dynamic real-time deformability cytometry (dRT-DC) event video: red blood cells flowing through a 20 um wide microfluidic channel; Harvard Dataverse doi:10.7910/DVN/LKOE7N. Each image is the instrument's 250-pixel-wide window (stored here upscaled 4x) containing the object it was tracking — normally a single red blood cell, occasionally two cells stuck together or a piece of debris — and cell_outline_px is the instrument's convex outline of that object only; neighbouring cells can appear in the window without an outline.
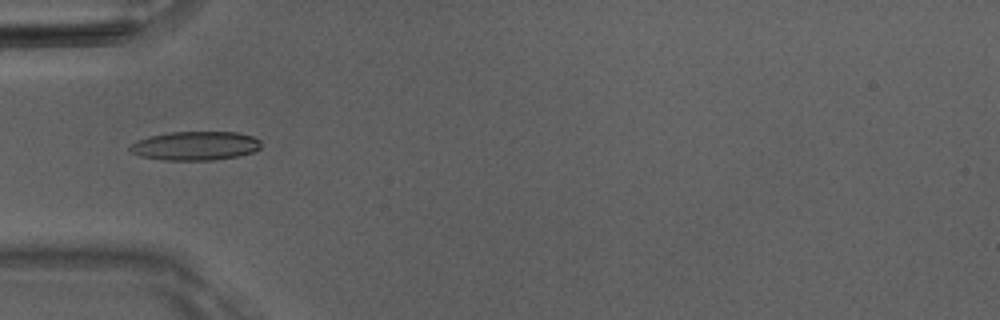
{"species": "Egyptian fruit bat (a non-hibernating species)", "species_latin": "Rousettus aegyptiacus", "temperature_condition": "room temperature", "stored_images_in_passage": 47, "camera_frame_rate_fps": 3000, "um_per_image_px": 0.085, "animal": {"sex": "male"}, "frame": {"image": 1, "passage_image": 13, "time_ms": 4.0, "image_size_px": [1000, 320], "cell_outline_px": [[260, 148], [252, 152], [236, 156], [212, 160], [164, 160], [140, 156], [132, 152], [128, 148], [128, 144], [136, 140], [148, 136], [168, 132], [236, 132], [252, 136], [260, 140]], "centroid_in_image_um": [16.54, 12.38], "position_along_channel_um": 68.5, "area_um2": 22.14}}
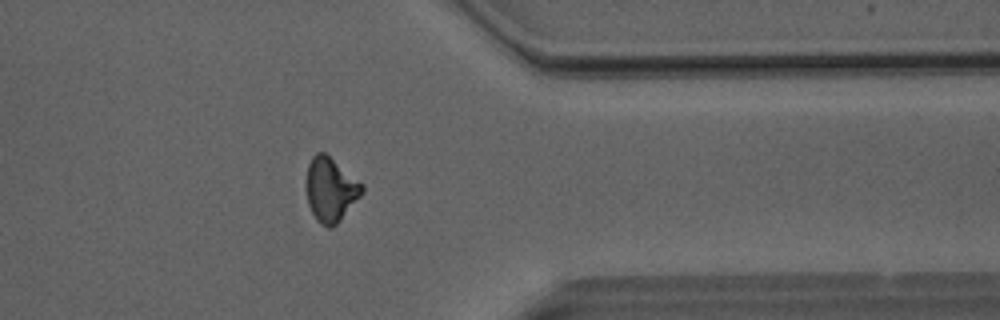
{"frame": {"image": 2, "passage_image": 37, "time_ms": 12.0, "image_size_px": [1000, 320], "cell_outline_px": [[364, 192], [340, 220], [336, 224], [328, 228], [320, 224], [316, 220], [308, 204], [304, 184], [308, 164], [312, 156], [316, 152], [324, 152], [364, 184]], "centroid_in_image_um": [28.07, 16.1], "position_along_channel_um": 383.3, "area_um2": 21.1}}
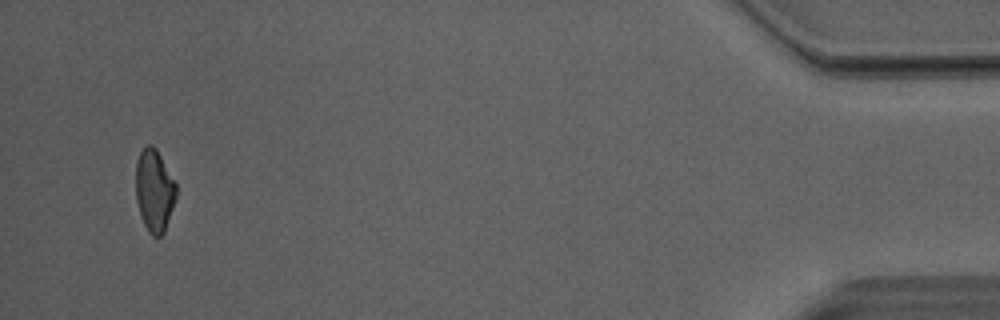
{"frame": {"image": 3, "passage_image": 45, "time_ms": 14.667, "image_size_px": [1000, 320], "cell_outline_px": [[176, 200], [164, 232], [160, 236], [152, 236], [148, 232], [144, 224], [136, 200], [136, 160], [144, 144], [152, 144], [156, 148], [176, 184]], "centroid_in_image_um": [13.11, 16.17], "position_along_channel_um": 422.1, "area_um2": 19.42}, "authors_computed_cell_mechanics": {"area_um2": 20.5768, "velocity_mm_per_s": 4.0725, "shape_relaxation_time_tau1_ms": 5.8425, "shape_relaxation_time_tau2_ms": 4.3495, "deformation_change_tau1": 0.1834, "deformation_change_tau2": 0.1253}}